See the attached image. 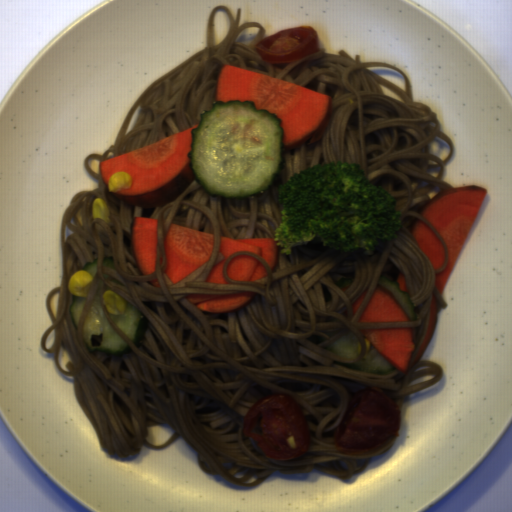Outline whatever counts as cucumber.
Listing matches in <instances>:
<instances>
[{
  "label": "cucumber",
  "instance_id": "1",
  "mask_svg": "<svg viewBox=\"0 0 512 512\" xmlns=\"http://www.w3.org/2000/svg\"><path fill=\"white\" fill-rule=\"evenodd\" d=\"M195 124L188 167L211 196L250 199L281 177L287 156L283 120L275 112L251 100H215Z\"/></svg>",
  "mask_w": 512,
  "mask_h": 512
},
{
  "label": "cucumber",
  "instance_id": "2",
  "mask_svg": "<svg viewBox=\"0 0 512 512\" xmlns=\"http://www.w3.org/2000/svg\"><path fill=\"white\" fill-rule=\"evenodd\" d=\"M103 281L98 284V292L84 318L83 339L88 351L119 354L128 348L125 340L116 332L108 320L101 303Z\"/></svg>",
  "mask_w": 512,
  "mask_h": 512
},
{
  "label": "cucumber",
  "instance_id": "3",
  "mask_svg": "<svg viewBox=\"0 0 512 512\" xmlns=\"http://www.w3.org/2000/svg\"><path fill=\"white\" fill-rule=\"evenodd\" d=\"M107 315L137 349L141 347V340L144 339L149 324L135 305L127 302L123 314Z\"/></svg>",
  "mask_w": 512,
  "mask_h": 512
},
{
  "label": "cucumber",
  "instance_id": "4",
  "mask_svg": "<svg viewBox=\"0 0 512 512\" xmlns=\"http://www.w3.org/2000/svg\"><path fill=\"white\" fill-rule=\"evenodd\" d=\"M354 367L359 370L373 374L387 375L396 370V368L378 353L373 346L364 354H360L355 359Z\"/></svg>",
  "mask_w": 512,
  "mask_h": 512
},
{
  "label": "cucumber",
  "instance_id": "5",
  "mask_svg": "<svg viewBox=\"0 0 512 512\" xmlns=\"http://www.w3.org/2000/svg\"><path fill=\"white\" fill-rule=\"evenodd\" d=\"M360 339L352 331H348L337 337L322 349H328L333 353L346 358L357 360V344Z\"/></svg>",
  "mask_w": 512,
  "mask_h": 512
},
{
  "label": "cucumber",
  "instance_id": "6",
  "mask_svg": "<svg viewBox=\"0 0 512 512\" xmlns=\"http://www.w3.org/2000/svg\"><path fill=\"white\" fill-rule=\"evenodd\" d=\"M378 285L389 290L394 295L399 304L402 306L409 321L417 320V315L414 311V306L410 300L408 292H403L399 288V283L397 281H390L382 276L379 277L377 286Z\"/></svg>",
  "mask_w": 512,
  "mask_h": 512
},
{
  "label": "cucumber",
  "instance_id": "7",
  "mask_svg": "<svg viewBox=\"0 0 512 512\" xmlns=\"http://www.w3.org/2000/svg\"><path fill=\"white\" fill-rule=\"evenodd\" d=\"M87 297H80L73 294L72 303L69 306V313L73 322V325L77 331L79 317L82 312V308L84 303L86 302Z\"/></svg>",
  "mask_w": 512,
  "mask_h": 512
},
{
  "label": "cucumber",
  "instance_id": "8",
  "mask_svg": "<svg viewBox=\"0 0 512 512\" xmlns=\"http://www.w3.org/2000/svg\"><path fill=\"white\" fill-rule=\"evenodd\" d=\"M97 260H94L93 262L86 263L83 268V270H85L87 273H89L92 276V279L95 278V276L97 274Z\"/></svg>",
  "mask_w": 512,
  "mask_h": 512
},
{
  "label": "cucumber",
  "instance_id": "9",
  "mask_svg": "<svg viewBox=\"0 0 512 512\" xmlns=\"http://www.w3.org/2000/svg\"><path fill=\"white\" fill-rule=\"evenodd\" d=\"M102 266H108L110 268H115L114 262H113V256H107L103 258Z\"/></svg>",
  "mask_w": 512,
  "mask_h": 512
}]
</instances>
